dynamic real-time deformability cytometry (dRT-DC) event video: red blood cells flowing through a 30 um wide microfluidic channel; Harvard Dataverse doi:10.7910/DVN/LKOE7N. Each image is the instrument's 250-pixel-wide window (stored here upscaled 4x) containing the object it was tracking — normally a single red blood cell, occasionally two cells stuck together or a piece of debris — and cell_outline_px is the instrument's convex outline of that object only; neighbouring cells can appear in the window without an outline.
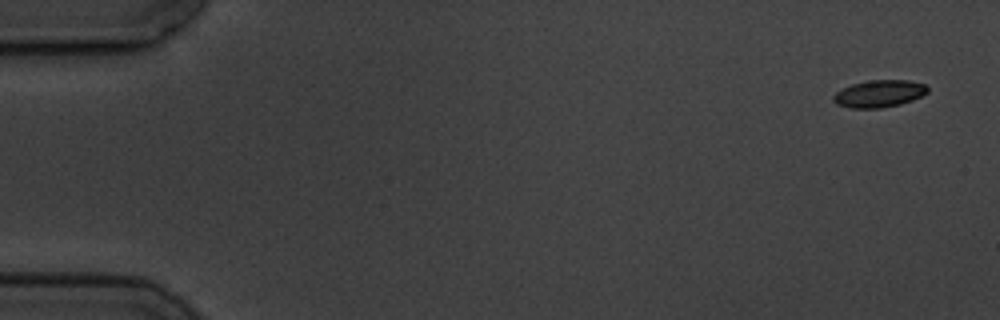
{"species": "common noctule bat (a hibernating species)", "species_latin": "Nyctalus noctula", "temperature_condition": "cold", "stored_images_in_passage": 5, "camera_frame_rate_fps": 3000, "um_per_image_px": 0.085, "animal": {"sex": "male", "body_mass_g": 19.5, "forearm_length_mm": 54.6}, "frame": {"image": 1, "passage_image": 1, "time_ms": 0.0, "image_size_px": [1000, 320], "cell_outline_px": [[928, 92], [912, 100], [900, 104], [880, 108], [852, 108], [836, 104], [832, 100], [832, 96], [836, 92], [852, 84], [872, 80], [908, 80], [924, 84], [928, 88]], "centroid_in_image_um": [74.71, 7.96], "position_along_channel_um": 10.3, "area_um2": 14.8}}
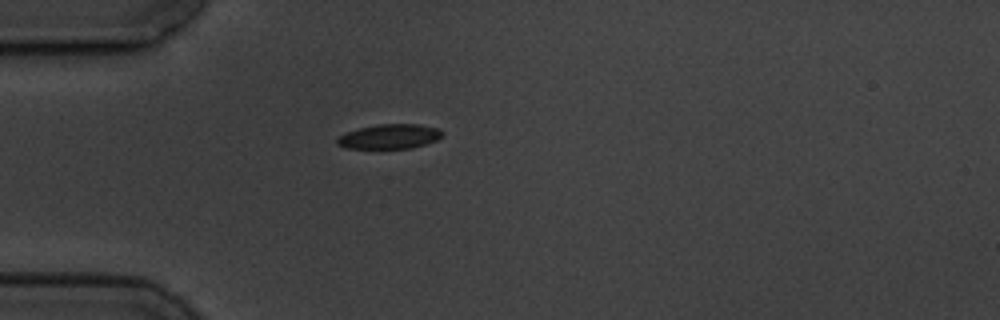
{"frame": {"image": 2, "passage_image": 5, "time_ms": 4.667, "image_size_px": [1000, 320], "cell_outline_px": [[444, 132], [436, 140], [412, 148], [348, 148], [336, 144], [336, 140], [344, 132], [376, 124], [420, 124], [440, 128]], "centroid_in_image_um": [33.11, 11.59], "position_along_channel_um": 51.9, "area_um2": 15.09}}